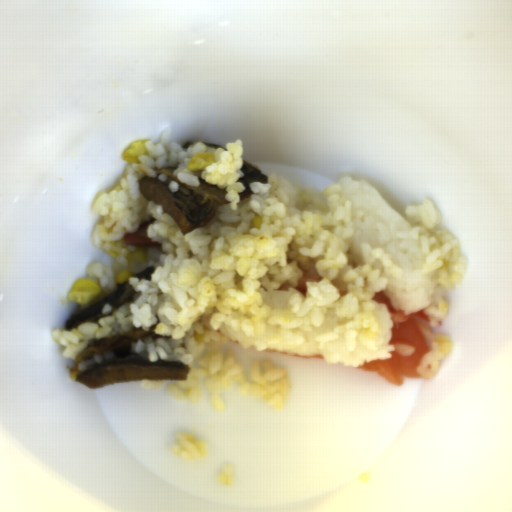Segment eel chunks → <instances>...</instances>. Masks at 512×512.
I'll use <instances>...</instances> for the list:
<instances>
[{
    "instance_id": "4dd315ae",
    "label": "eel chunks",
    "mask_w": 512,
    "mask_h": 512,
    "mask_svg": "<svg viewBox=\"0 0 512 512\" xmlns=\"http://www.w3.org/2000/svg\"><path fill=\"white\" fill-rule=\"evenodd\" d=\"M155 327V324H152L148 330L139 327L110 337L89 340L85 348L74 357V366L69 378L91 390L125 381L186 380L191 368L183 362L169 359L151 362L134 352L132 344L138 339L159 337V334L154 332ZM107 352L113 353L114 357L111 360L92 365L85 372L77 370L78 362L92 359L95 353Z\"/></svg>"
},
{
    "instance_id": "57646c5b",
    "label": "eel chunks",
    "mask_w": 512,
    "mask_h": 512,
    "mask_svg": "<svg viewBox=\"0 0 512 512\" xmlns=\"http://www.w3.org/2000/svg\"><path fill=\"white\" fill-rule=\"evenodd\" d=\"M176 165L156 167V175L165 174L166 181L160 178L143 176L138 186L142 197L161 205L177 224L183 235L209 224L217 210L230 205L224 188L214 185L202 177L198 186L184 184L176 175Z\"/></svg>"
},
{
    "instance_id": "5b157139",
    "label": "eel chunks",
    "mask_w": 512,
    "mask_h": 512,
    "mask_svg": "<svg viewBox=\"0 0 512 512\" xmlns=\"http://www.w3.org/2000/svg\"><path fill=\"white\" fill-rule=\"evenodd\" d=\"M136 295L135 287L125 281L117 283L116 288L102 300L82 305V309L74 312L65 322L64 326L68 331L78 327L82 322H94L103 317L102 309L105 304L111 305V310H115L125 303L129 302Z\"/></svg>"
},
{
    "instance_id": "9297f934",
    "label": "eel chunks",
    "mask_w": 512,
    "mask_h": 512,
    "mask_svg": "<svg viewBox=\"0 0 512 512\" xmlns=\"http://www.w3.org/2000/svg\"><path fill=\"white\" fill-rule=\"evenodd\" d=\"M242 173L244 176L237 182H241L244 190L239 194L240 201L248 199L252 195L251 182L268 183L269 177L260 168L252 163L242 160Z\"/></svg>"
},
{
    "instance_id": "3e7421f1",
    "label": "eel chunks",
    "mask_w": 512,
    "mask_h": 512,
    "mask_svg": "<svg viewBox=\"0 0 512 512\" xmlns=\"http://www.w3.org/2000/svg\"><path fill=\"white\" fill-rule=\"evenodd\" d=\"M155 269L156 268L153 265L147 266V267L143 268L142 270H140L139 272L132 274V277H137L139 279V281L141 279H149L150 280L151 274L154 273Z\"/></svg>"
},
{
    "instance_id": "d36ff2ed",
    "label": "eel chunks",
    "mask_w": 512,
    "mask_h": 512,
    "mask_svg": "<svg viewBox=\"0 0 512 512\" xmlns=\"http://www.w3.org/2000/svg\"><path fill=\"white\" fill-rule=\"evenodd\" d=\"M204 145L213 147V148H225L226 145L214 143V142H202Z\"/></svg>"
},
{
    "instance_id": "ace38330",
    "label": "eel chunks",
    "mask_w": 512,
    "mask_h": 512,
    "mask_svg": "<svg viewBox=\"0 0 512 512\" xmlns=\"http://www.w3.org/2000/svg\"><path fill=\"white\" fill-rule=\"evenodd\" d=\"M194 143H196V141H189V142H185L183 145H181L180 147H190L191 145H193Z\"/></svg>"
}]
</instances>
